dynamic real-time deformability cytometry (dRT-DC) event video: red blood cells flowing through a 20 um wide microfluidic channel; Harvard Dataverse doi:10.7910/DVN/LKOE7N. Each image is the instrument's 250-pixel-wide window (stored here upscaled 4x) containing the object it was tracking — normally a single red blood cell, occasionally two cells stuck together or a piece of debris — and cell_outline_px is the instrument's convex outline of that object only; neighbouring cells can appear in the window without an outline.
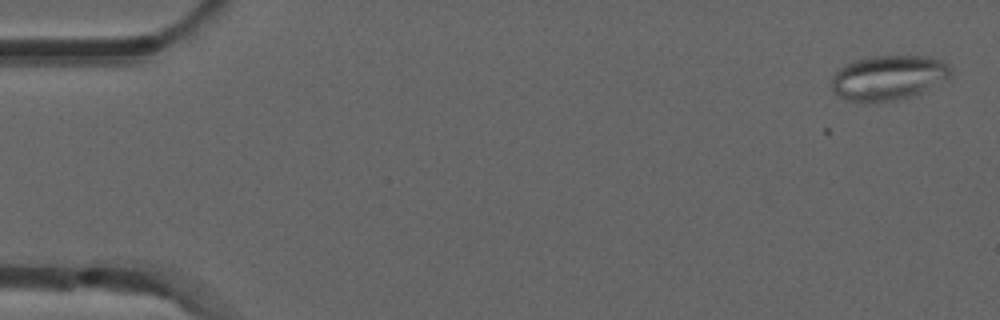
{"species": "common noctule bat (a hibernating species)", "species_latin": "Nyctalus noctula", "temperature_condition": "room temperature", "stored_images_in_passage": 2, "camera_frame_rate_fps": 3000, "um_per_image_px": 0.085, "animal": {"sex": "male", "forearm_length_mm": 52.5}, "frame": {"image": 1, "passage_image": 1, "time_ms": 0.0, "image_size_px": [1000, 320], "cell_outline_px": [[952, 72], [948, 80], [920, 92], [908, 96], [892, 100], [868, 104], [848, 100], [832, 92], [832, 76], [840, 68], [856, 60], [872, 56], [928, 56], [940, 60], [948, 64], [952, 68]], "centroid_in_image_um": [75.52, 6.61], "position_along_channel_um": 9.5, "area_um2": 31.15}}